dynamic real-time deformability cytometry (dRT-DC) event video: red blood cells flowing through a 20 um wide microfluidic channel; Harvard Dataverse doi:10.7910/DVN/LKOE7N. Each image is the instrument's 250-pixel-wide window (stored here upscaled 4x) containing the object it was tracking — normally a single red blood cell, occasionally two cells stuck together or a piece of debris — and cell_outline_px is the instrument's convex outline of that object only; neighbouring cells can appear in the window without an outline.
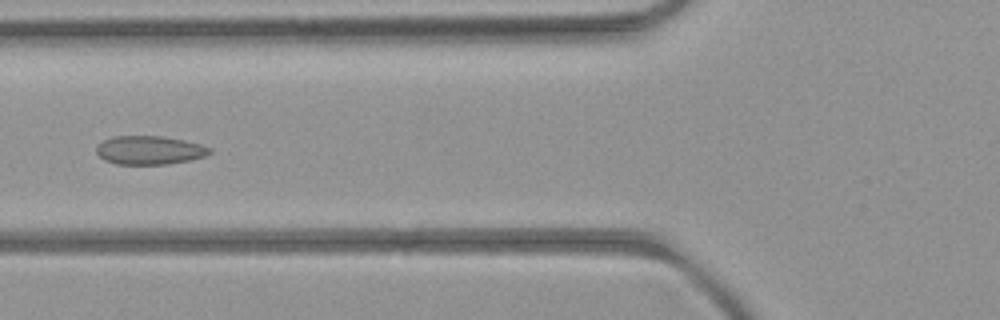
{"species": "common noctule bat (a hibernating species)", "species_latin": "Nyctalus noctula", "temperature_condition": "room temperature", "stored_images_in_passage": 7, "camera_frame_rate_fps": 3000, "um_per_image_px": 0.085, "animal": {"sex": "female", "body_mass_g": 21.9}, "frame": {"image": 1, "passage_image": 7, "time_ms": 6.667, "image_size_px": [1000, 320], "cell_outline_px": [[212, 152], [204, 156], [192, 160], [168, 164], [116, 164], [104, 160], [96, 152], [96, 148], [104, 140], [112, 136], [160, 136], [184, 140], [200, 144], [212, 148]], "centroid_in_image_um": [12.73, 12.77], "position_along_channel_um": 113.1, "area_um2": 18.9}}